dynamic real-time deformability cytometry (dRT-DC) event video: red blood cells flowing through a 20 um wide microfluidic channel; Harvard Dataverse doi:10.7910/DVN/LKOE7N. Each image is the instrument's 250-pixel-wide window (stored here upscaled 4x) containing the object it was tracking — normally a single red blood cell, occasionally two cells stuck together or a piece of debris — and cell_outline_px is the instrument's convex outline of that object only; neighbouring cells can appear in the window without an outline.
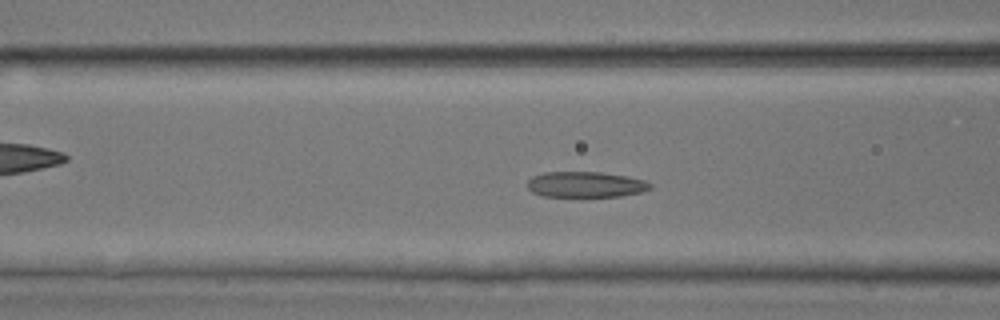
{"species": "common noctule bat (a hibernating species)", "species_latin": "Nyctalus noctula", "temperature_condition": "room temperature", "stored_images_in_passage": 49, "camera_frame_rate_fps": 3000, "um_per_image_px": 0.085, "animal": {"sex": "male", "body_mass_g": 17.9, "forearm_length_mm": 54.2}, "frame": {"image": 1, "passage_image": 18, "time_ms": 5.667, "image_size_px": [1000, 320], "cell_outline_px": [[652, 188], [640, 192], [620, 196], [544, 196], [532, 192], [528, 188], [528, 180], [532, 176], [544, 172], [600, 172], [628, 176], [644, 180], [652, 184]], "centroid_in_image_um": [49.78, 15.67], "position_along_channel_um": 116.8, "area_um2": 18.32}}
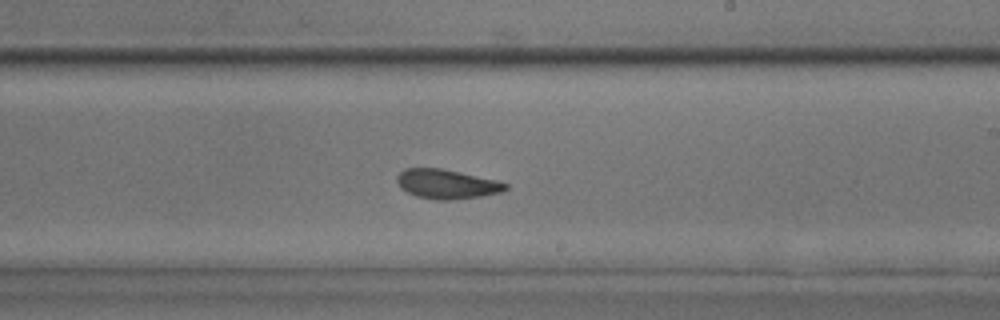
{"frame": {"image": 2, "passage_image": 28, "time_ms": 9.0, "image_size_px": [1000, 320], "cell_outline_px": [[508, 188], [504, 192], [480, 196], [452, 200], [436, 200], [416, 196], [400, 188], [396, 180], [396, 176], [404, 168], [440, 168], [460, 172], [496, 180], [508, 184]], "centroid_in_image_um": [37.96, 15.65], "position_along_channel_um": 251.0, "area_um2": 18.67}}
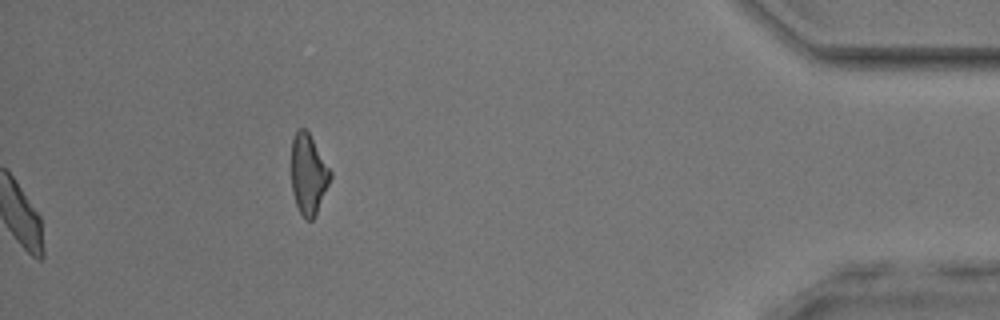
{"frame": {"image": 3, "passage_image": 49, "time_ms": 16.0, "image_size_px": [1000, 320], "cell_outline_px": [[332, 176], [316, 216], [312, 220], [304, 220], [296, 204], [292, 192], [292, 140], [296, 132], [300, 128], [304, 128], [308, 132], [332, 172]], "centroid_in_image_um": [26.22, 14.86], "position_along_channel_um": 409.0, "area_um2": 18.15}, "authors_computed_cell_mechanics": {"area_um2": 19.0162, "velocity_mm_per_s": 4.0415, "shape_relaxation_time_tau1_ms": 8.4404, "shape_relaxation_time_tau2_ms": 2.8823, "deformation_change_tau1": 0.2086, "deformation_change_tau2": 0.1056}}